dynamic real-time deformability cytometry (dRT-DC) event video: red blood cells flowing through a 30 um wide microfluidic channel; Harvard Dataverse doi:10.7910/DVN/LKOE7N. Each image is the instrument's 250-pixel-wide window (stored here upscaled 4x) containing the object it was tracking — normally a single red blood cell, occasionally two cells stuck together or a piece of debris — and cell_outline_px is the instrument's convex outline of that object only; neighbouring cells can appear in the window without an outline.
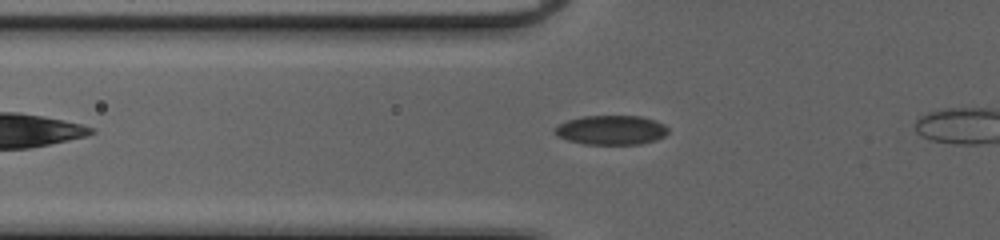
{"species": "common noctule bat (a hibernating species)", "species_latin": "Nyctalus noctula", "temperature_condition": "cold", "stored_images_in_passage": 31, "camera_frame_rate_fps": 3000, "um_per_image_px": 0.085, "animal": {"sex": "female", "body_mass_g": 20.0, "forearm_length_mm": 54.0}, "frame": {"image": 1, "passage_image": 4, "time_ms": 1.0, "image_size_px": [1000, 240], "cell_outline_px": [[668, 132], [664, 136], [656, 140], [640, 144], [584, 144], [568, 140], [556, 136], [552, 132], [552, 128], [568, 120], [580, 116], [640, 116], [656, 120], [664, 124], [668, 128]], "centroid_in_image_um": [51.93, 11.05], "position_along_channel_um": 73.9, "area_um2": 19.59}}
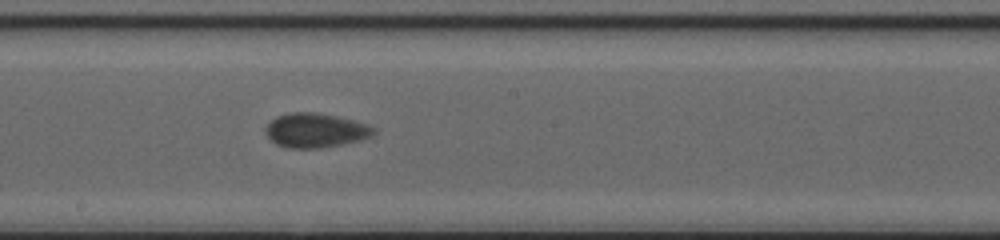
{"frame": {"image": 2, "passage_image": 15, "time_ms": 4.667, "image_size_px": [1000, 240], "cell_outline_px": [[376, 132], [372, 136], [360, 140], [320, 148], [288, 148], [276, 144], [264, 132], [264, 128], [276, 116], [292, 112], [316, 112], [336, 116], [368, 124], [376, 128]], "centroid_in_image_um": [26.82, 11.08], "position_along_channel_um": 221.4, "area_um2": 21.62}}
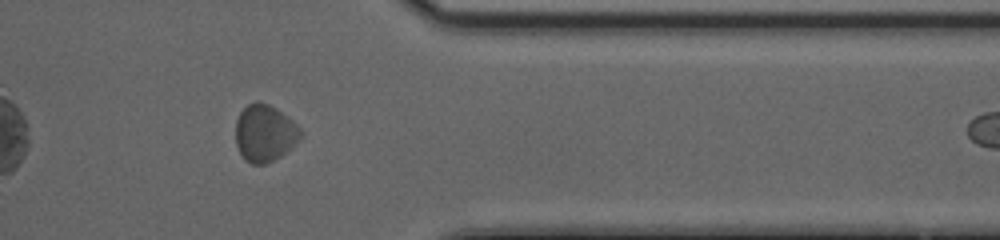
{"frame": {"image": 3, "passage_image": 28, "time_ms": 9.0, "image_size_px": [1000, 240], "cell_outline_px": [[304, 136], [300, 140], [280, 156], [264, 164], [252, 164], [244, 160], [236, 144], [236, 120], [240, 112], [248, 104], [256, 100], [268, 104], [276, 108], [292, 120], [300, 128]], "centroid_in_image_um": [22.51, 11.31], "position_along_channel_um": 388.9, "area_um2": 21.62}}